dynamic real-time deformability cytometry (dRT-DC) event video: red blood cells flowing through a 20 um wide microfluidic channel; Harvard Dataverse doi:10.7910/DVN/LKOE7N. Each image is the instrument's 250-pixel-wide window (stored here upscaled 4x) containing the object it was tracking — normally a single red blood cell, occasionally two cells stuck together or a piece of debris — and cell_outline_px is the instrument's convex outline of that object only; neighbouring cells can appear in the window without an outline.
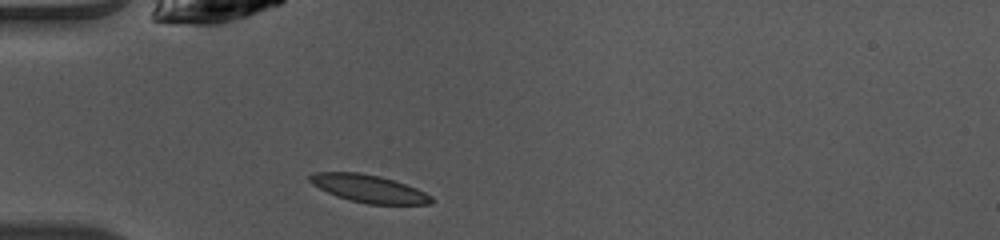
{"species": "common noctule bat (a hibernating species)", "species_latin": "Nyctalus noctula", "temperature_condition": "warm", "stored_images_in_passage": 36, "camera_frame_rate_fps": 3000, "um_per_image_px": 0.085, "animal": {"sex": "female", "body_mass_g": 10.0, "forearm_length_mm": 53.1}, "frame": {"image": 1, "passage_image": 1, "time_ms": 0.0, "image_size_px": [1000, 240], "cell_outline_px": [[436, 200], [432, 204], [368, 204], [336, 196], [312, 184], [308, 180], [308, 176], [316, 172], [360, 172], [380, 176], [416, 188], [432, 196]], "centroid_in_image_um": [31.37, 16.03], "position_along_channel_um": 53.6, "area_um2": 19.48}}
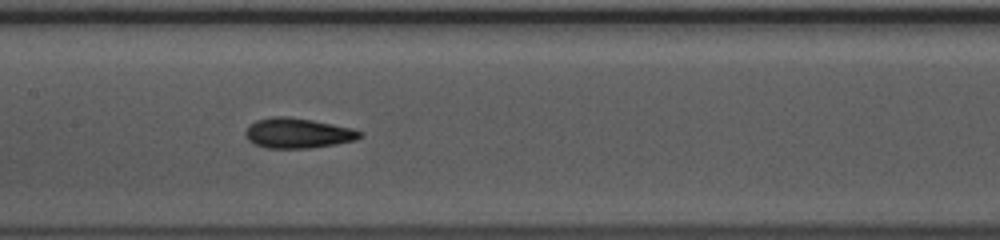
{"frame": {"image": 2, "passage_image": 11, "time_ms": 3.333, "image_size_px": [1000, 240], "cell_outline_px": [[364, 136], [356, 140], [308, 148], [268, 148], [256, 144], [248, 140], [244, 132], [248, 124], [256, 120], [272, 116], [288, 116], [312, 120], [352, 128], [364, 132]], "centroid_in_image_um": [25.31, 11.3], "position_along_channel_um": 182.1, "area_um2": 20.11}}
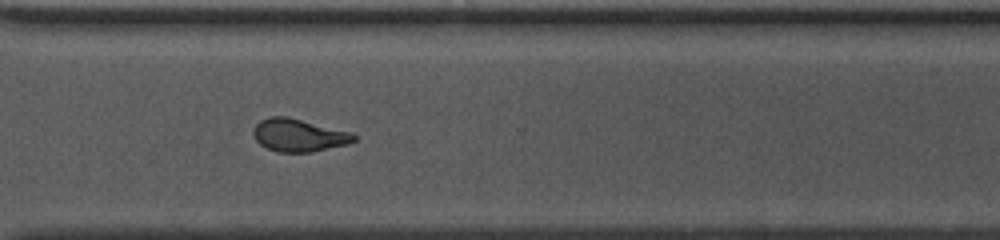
{"frame": {"image": 3, "passage_image": 23, "time_ms": 7.333, "image_size_px": [1000, 240], "cell_outline_px": [[356, 140], [348, 144], [312, 152], [280, 152], [268, 148], [260, 144], [256, 140], [252, 132], [256, 124], [260, 120], [268, 116], [288, 116], [352, 132], [356, 136]], "centroid_in_image_um": [25.4, 11.48], "position_along_channel_um": 345.2, "area_um2": 19.31}, "authors_computed_cell_mechanics": {"area_um2": 19.1029, "velocity_mm_per_s": 4.0919, "shape_relaxation_time_tau1_ms": 4.8811, "shape_relaxation_time_tau2_ms": 1.3895, "deformation_change_tau1": 0.1839, "deformation_change_tau2": 0.0827}}